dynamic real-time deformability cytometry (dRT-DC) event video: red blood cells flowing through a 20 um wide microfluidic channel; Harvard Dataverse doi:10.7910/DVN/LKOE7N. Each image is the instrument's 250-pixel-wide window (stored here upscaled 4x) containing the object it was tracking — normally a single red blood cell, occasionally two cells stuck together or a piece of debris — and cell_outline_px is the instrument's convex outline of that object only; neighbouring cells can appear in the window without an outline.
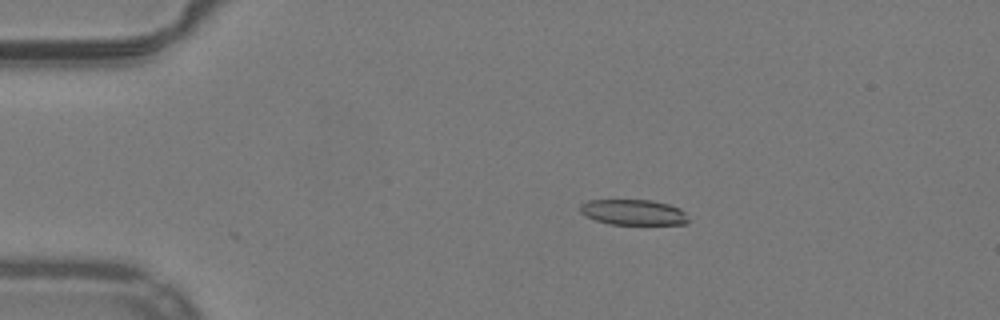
{"species": "common noctule bat (a hibernating species)", "species_latin": "Nyctalus noctula", "temperature_condition": "warm", "stored_images_in_passage": 43, "camera_frame_rate_fps": 3000, "um_per_image_px": 0.085, "animal": {"sex": "male", "body_mass_g": 19.2, "forearm_length_mm": 51.8}, "frame": {"image": 1, "passage_image": 11, "time_ms": 3.333, "image_size_px": [1000, 320], "cell_outline_px": [[688, 224], [612, 224], [596, 220], [580, 212], [580, 204], [588, 200], [652, 200], [668, 204], [680, 208], [684, 212], [688, 220]], "centroid_in_image_um": [53.84, 18.03], "position_along_channel_um": 31.2, "area_um2": 15.95}}
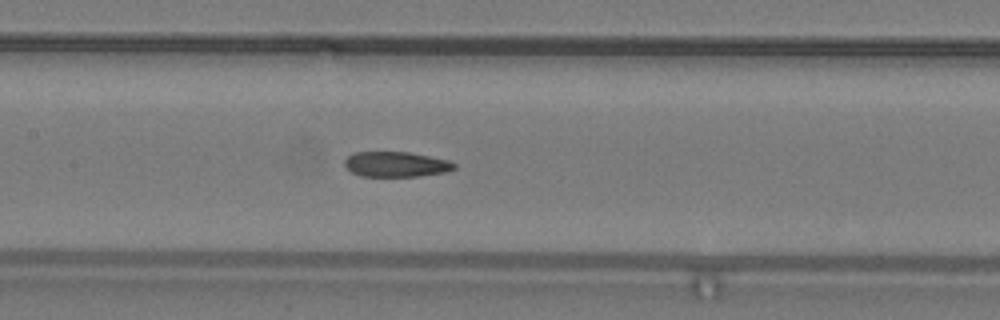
{"frame": {"image": 2, "passage_image": 26, "time_ms": 8.333, "image_size_px": [1000, 320], "cell_outline_px": [[456, 168], [444, 172], [416, 176], [360, 176], [352, 172], [344, 164], [344, 160], [352, 152], [408, 152], [448, 160], [456, 164]], "centroid_in_image_um": [33.63, 13.96], "position_along_channel_um": 173.8, "area_um2": 15.95}}
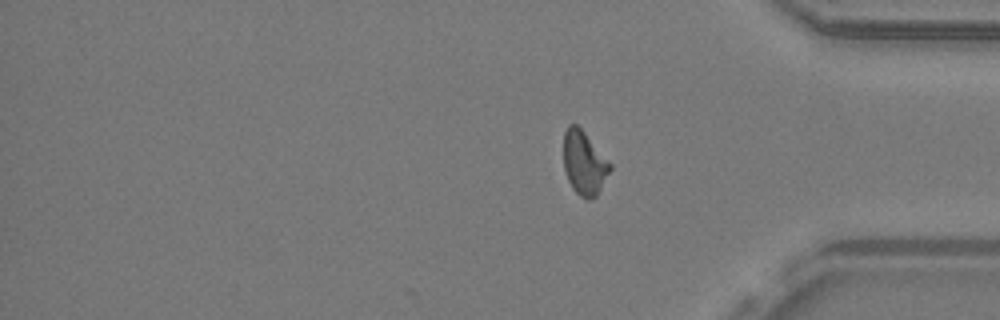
{"frame": {"image": 3, "passage_image": 43, "time_ms": 14.0, "image_size_px": [1000, 320], "cell_outline_px": [[612, 168], [596, 196], [588, 200], [580, 196], [572, 188], [568, 180], [564, 168], [564, 132], [568, 124], [576, 124], [584, 132], [612, 164]], "centroid_in_image_um": [49.65, 13.85], "position_along_channel_um": 385.5, "area_um2": 17.17}, "authors_computed_cell_mechanics": {"area_um2": 16.9932, "velocity_mm_per_s": 3.9729, "shape_relaxation_time_tau1_ms": null, "shape_relaxation_time_tau2_ms": 1.746, "deformation_change_tau1": null, "deformation_change_tau2": 0.0883}}